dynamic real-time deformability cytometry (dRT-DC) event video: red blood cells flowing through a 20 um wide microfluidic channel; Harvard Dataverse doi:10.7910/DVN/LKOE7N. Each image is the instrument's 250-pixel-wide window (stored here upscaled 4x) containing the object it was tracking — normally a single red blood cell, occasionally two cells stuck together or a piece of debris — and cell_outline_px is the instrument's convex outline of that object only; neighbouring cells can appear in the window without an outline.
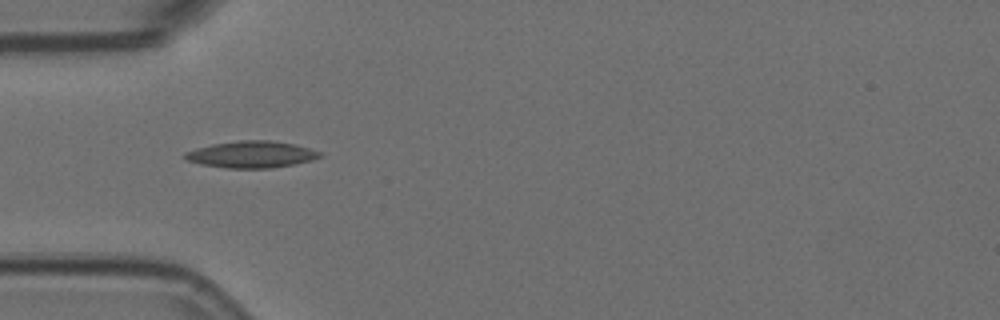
{"species": "Egyptian fruit bat (a non-hibernating species)", "species_latin": "Rousettus aegyptiacus", "temperature_condition": "room temperature", "stored_images_in_passage": 11, "camera_frame_rate_fps": 3000, "um_per_image_px": 0.085, "animal": {"sex": "female"}, "frame": {"image": 1, "passage_image": 5, "time_ms": 1.333, "image_size_px": [1000, 320], "cell_outline_px": [[324, 156], [312, 160], [292, 164], [268, 168], [228, 168], [200, 164], [188, 160], [184, 156], [184, 152], [196, 148], [212, 144], [240, 140], [268, 140], [296, 144], [324, 152]], "centroid_in_image_um": [21.42, 13.12], "position_along_channel_um": 63.6, "area_um2": 21.04}}
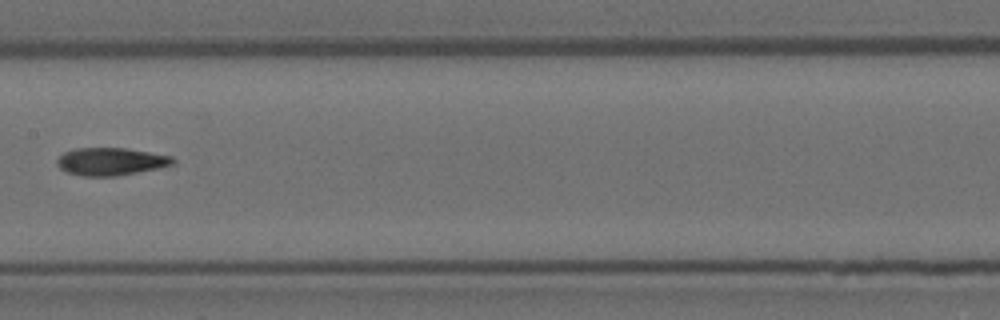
{"frame": {"image": 2, "passage_image": 8, "time_ms": 2.333, "image_size_px": [1000, 320], "cell_outline_px": [[176, 160], [172, 164], [156, 168], [116, 176], [80, 176], [68, 172], [60, 168], [56, 164], [56, 160], [64, 152], [72, 148], [124, 148], [172, 156]], "centroid_in_image_um": [9.36, 13.72], "position_along_channel_um": 198.0, "area_um2": 18.5}}
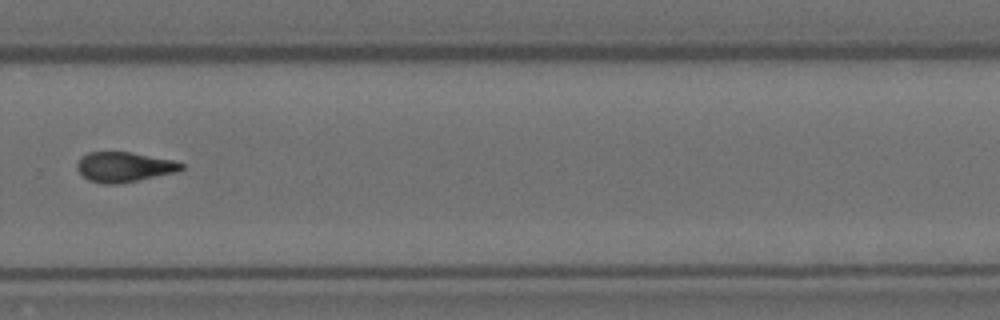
{"frame": {"image": 3, "passage_image": 11, "time_ms": 3.333, "image_size_px": [1000, 320], "cell_outline_px": [[184, 168], [176, 172], [120, 184], [104, 184], [88, 180], [76, 168], [76, 164], [80, 156], [88, 152], [132, 152], [176, 160], [184, 164]], "centroid_in_image_um": [10.56, 14.18], "position_along_channel_um": 319.2, "area_um2": 18.44}}